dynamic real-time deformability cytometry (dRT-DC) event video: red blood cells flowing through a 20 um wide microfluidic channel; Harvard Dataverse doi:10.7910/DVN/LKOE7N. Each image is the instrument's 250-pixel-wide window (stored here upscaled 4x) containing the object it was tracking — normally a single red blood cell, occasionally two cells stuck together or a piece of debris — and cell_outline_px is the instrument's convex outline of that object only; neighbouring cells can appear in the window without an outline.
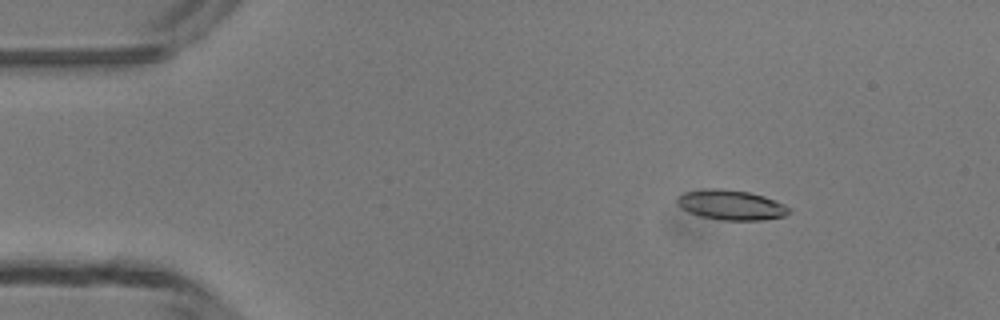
{"species": "common noctule bat (a hibernating species)", "species_latin": "Nyctalus noctula", "temperature_condition": "room temperature", "stored_images_in_passage": 49, "camera_frame_rate_fps": 3000, "um_per_image_px": 0.085, "animal": {"sex": "male", "body_mass_g": 13.3}, "frame": {"image": 1, "passage_image": 7, "time_ms": 2.0, "image_size_px": [1000, 320], "cell_outline_px": [[792, 212], [784, 216], [764, 220], [724, 220], [700, 216], [688, 212], [680, 208], [676, 204], [676, 196], [684, 192], [704, 188], [720, 188], [748, 192], [764, 196], [784, 204], [792, 208]], "centroid_in_image_um": [62.12, 17.41], "position_along_channel_um": 22.9, "area_um2": 19.83}}
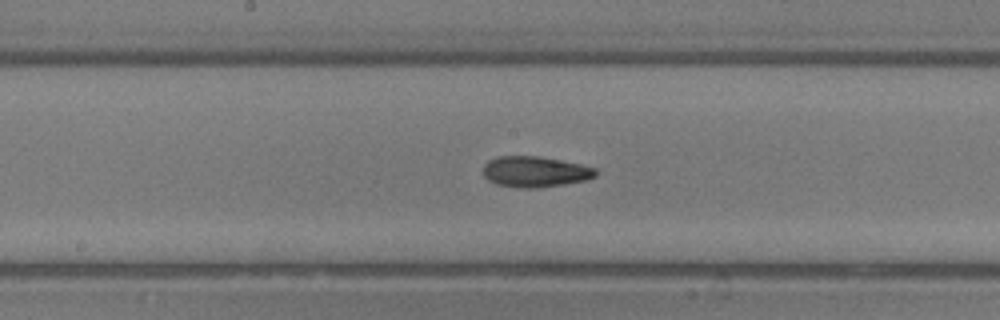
{"frame": {"image": 2, "passage_image": 25, "time_ms": 8.0, "image_size_px": [1000, 320], "cell_outline_px": [[596, 176], [584, 180], [564, 184], [536, 188], [520, 188], [496, 184], [488, 180], [484, 176], [484, 164], [488, 160], [500, 156], [540, 156], [580, 164], [596, 168]], "centroid_in_image_um": [45.46, 14.59], "position_along_channel_um": 202.7, "area_um2": 20.11}}
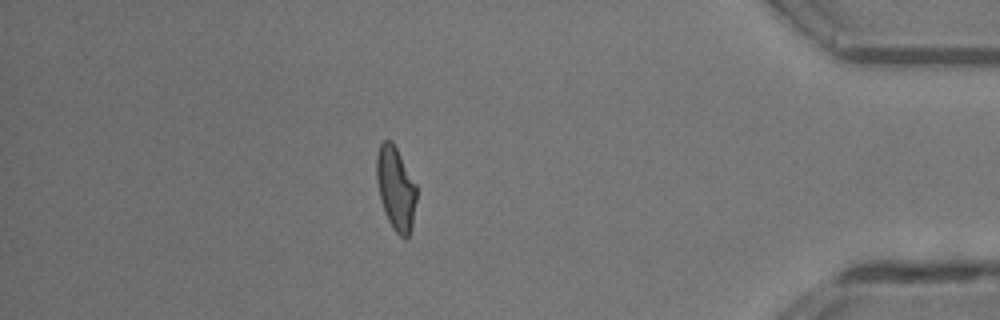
{"frame": {"image": 3, "passage_image": 42, "time_ms": 13.667, "image_size_px": [1000, 320], "cell_outline_px": [[416, 200], [412, 228], [408, 236], [404, 240], [392, 228], [384, 212], [380, 200], [376, 180], [376, 156], [380, 144], [384, 140], [392, 140], [416, 184]], "centroid_in_image_um": [33.63, 16.03], "position_along_channel_um": 401.6, "area_um2": 19.59}, "authors_computed_cell_mechanics": {"area_um2": 19.4786, "velocity_mm_per_s": 4.2877, "shape_relaxation_time_tau1_ms": 8.8232, "shape_relaxation_time_tau2_ms": 2.6723, "deformation_change_tau1": 0.2513, "deformation_change_tau2": 0.1041}}